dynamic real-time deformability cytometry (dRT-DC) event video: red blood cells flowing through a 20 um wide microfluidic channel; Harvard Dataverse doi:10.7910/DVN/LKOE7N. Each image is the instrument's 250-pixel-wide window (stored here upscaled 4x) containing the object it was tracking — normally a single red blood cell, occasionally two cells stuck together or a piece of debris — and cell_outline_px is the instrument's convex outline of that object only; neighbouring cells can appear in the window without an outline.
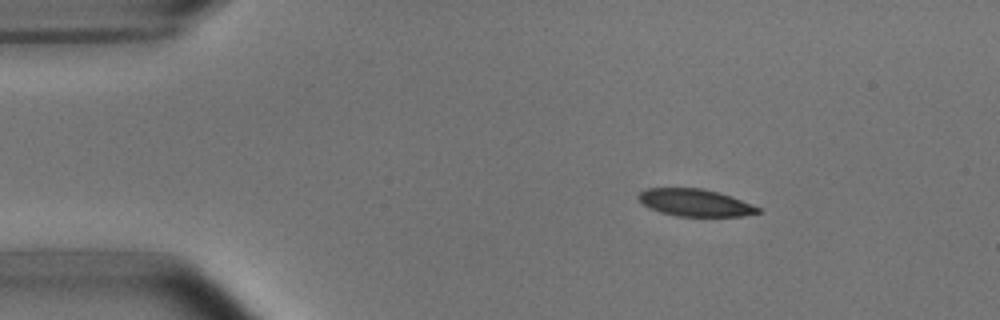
{"species": "common noctule bat (a hibernating species)", "species_latin": "Nyctalus noctula", "temperature_condition": "room temperature", "stored_images_in_passage": 4, "camera_frame_rate_fps": 3000, "um_per_image_px": 0.085, "animal": {"sex": "male", "body_mass_g": 15.6}, "frame": {"image": 1, "passage_image": 2, "time_ms": 0.333, "image_size_px": [1000, 320], "cell_outline_px": [[760, 212], [744, 216], [676, 216], [660, 212], [648, 208], [636, 196], [644, 188], [700, 188], [716, 192], [752, 204], [760, 208]], "centroid_in_image_um": [59.03, 17.23], "position_along_channel_um": 26.0, "area_um2": 18.79}}
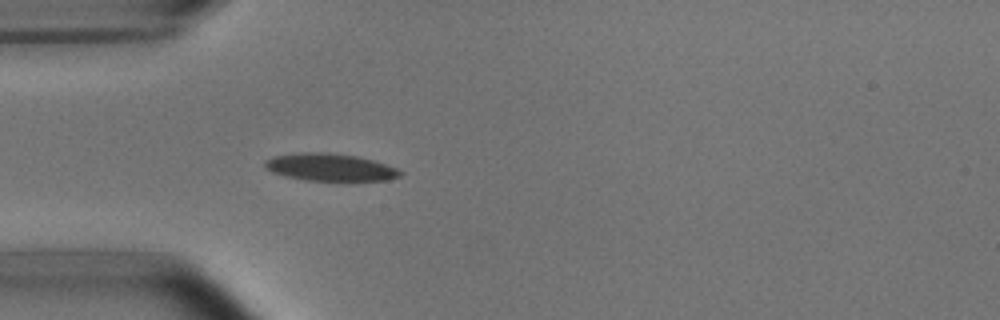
{"frame": {"image": 2, "passage_image": 4, "time_ms": 1.0, "image_size_px": [1000, 320], "cell_outline_px": [[404, 172], [400, 176], [388, 180], [304, 180], [272, 172], [264, 168], [264, 160], [272, 156], [304, 152], [324, 152], [356, 156], [372, 160], [396, 168]], "centroid_in_image_um": [28.02, 14.21], "position_along_channel_um": 57.0, "area_um2": 21.39}}